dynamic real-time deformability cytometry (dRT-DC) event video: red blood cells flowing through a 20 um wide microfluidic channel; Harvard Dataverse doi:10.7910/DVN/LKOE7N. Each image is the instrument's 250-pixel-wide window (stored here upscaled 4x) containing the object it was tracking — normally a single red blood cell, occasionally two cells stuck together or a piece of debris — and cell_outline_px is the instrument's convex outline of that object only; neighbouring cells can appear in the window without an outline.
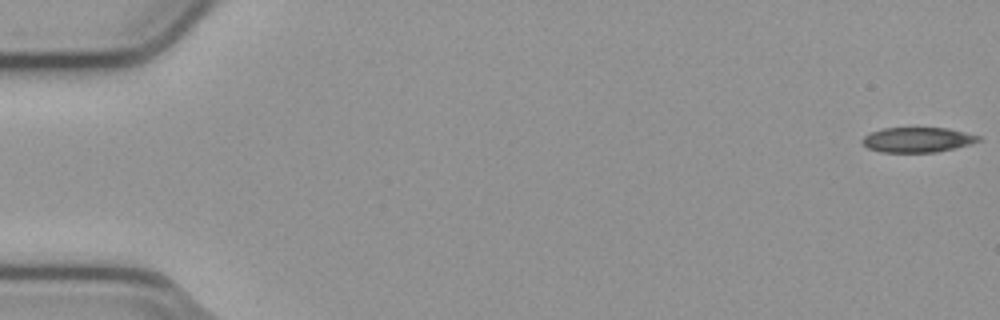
{"species": "common noctule bat (a hibernating species)", "species_latin": "Nyctalus noctula", "temperature_condition": "cold", "stored_images_in_passage": 54, "camera_frame_rate_fps": 3000, "um_per_image_px": 0.085, "animal": {"sex": "male", "body_mass_g": 23.1, "forearm_length_mm": 52.7}, "frame": {"image": 1, "passage_image": 1, "time_ms": 0.0, "image_size_px": [1000, 320], "cell_outline_px": [[980, 140], [972, 144], [936, 152], [880, 152], [868, 148], [860, 140], [864, 136], [872, 132], [884, 128], [948, 128], [980, 136]], "centroid_in_image_um": [77.98, 11.88], "position_along_channel_um": 7.0, "area_um2": 16.82}}
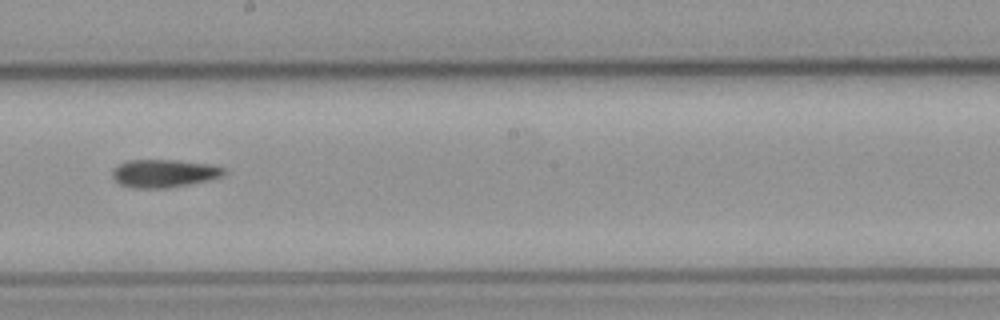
{"frame": {"image": 2, "passage_image": 31, "time_ms": 10.0, "image_size_px": [1000, 320], "cell_outline_px": [[228, 172], [220, 176], [208, 180], [168, 188], [132, 188], [120, 184], [112, 176], [112, 168], [128, 160], [176, 160], [208, 164], [224, 168]], "centroid_in_image_um": [13.91, 14.73], "position_along_channel_um": 234.3, "area_um2": 18.09}}
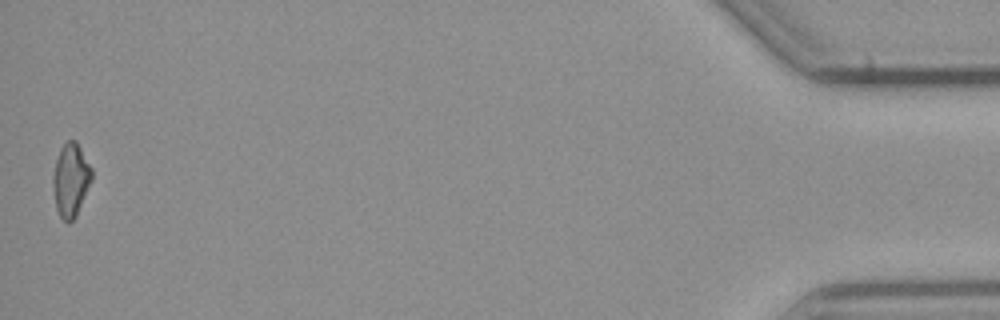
{"frame": {"image": 3, "passage_image": 54, "time_ms": 17.667, "image_size_px": [1000, 320], "cell_outline_px": [[92, 180], [76, 216], [68, 224], [60, 216], [56, 208], [52, 184], [52, 176], [56, 160], [60, 148], [68, 140], [76, 140], [92, 168]], "centroid_in_image_um": [6.01, 15.29], "position_along_channel_um": 429.2, "area_um2": 16.59}}